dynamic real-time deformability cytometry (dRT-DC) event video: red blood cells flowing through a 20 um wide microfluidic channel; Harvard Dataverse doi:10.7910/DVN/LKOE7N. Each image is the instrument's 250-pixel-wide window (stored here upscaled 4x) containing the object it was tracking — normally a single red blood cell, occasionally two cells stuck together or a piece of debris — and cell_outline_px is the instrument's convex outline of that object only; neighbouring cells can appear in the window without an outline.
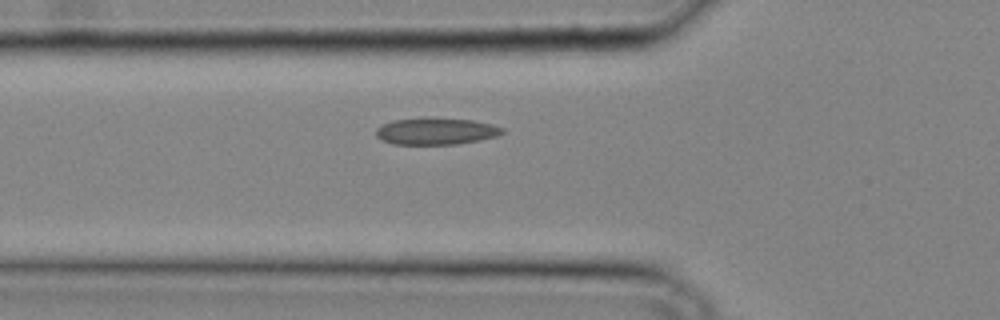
{"species": "common noctule bat (a hibernating species)", "species_latin": "Nyctalus noctula", "temperature_condition": "cold", "stored_images_in_passage": 23, "camera_frame_rate_fps": 3000, "um_per_image_px": 0.085, "animal": {"sex": "male", "body_mass_g": 20.4}, "frame": {"image": 1, "passage_image": 4, "time_ms": 1.0, "image_size_px": [1000, 320], "cell_outline_px": [[504, 132], [496, 136], [480, 140], [456, 144], [392, 144], [380, 140], [376, 136], [376, 128], [392, 120], [424, 116], [472, 120], [492, 124], [504, 128]], "centroid_in_image_um": [37.03, 11.13], "position_along_channel_um": 88.8, "area_um2": 20.11}}
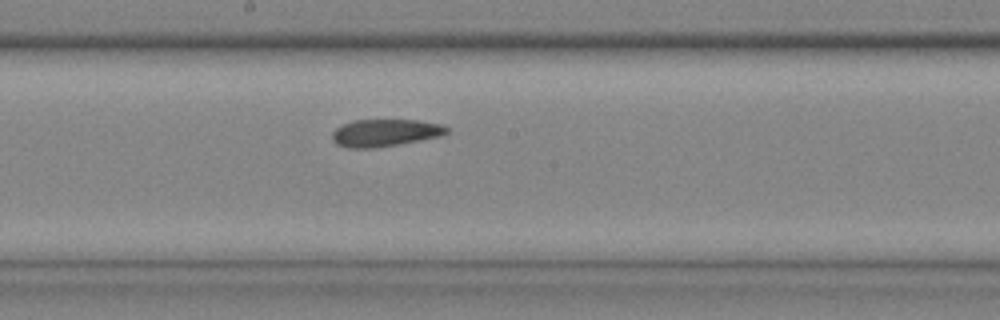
{"frame": {"image": 2, "passage_image": 11, "time_ms": 3.333, "image_size_px": [1000, 320], "cell_outline_px": [[448, 132], [440, 136], [376, 148], [348, 148], [336, 144], [332, 140], [332, 132], [336, 128], [352, 120], [420, 120], [444, 124], [448, 128]], "centroid_in_image_um": [32.72, 11.28], "position_along_channel_um": 215.5, "area_um2": 18.26}}
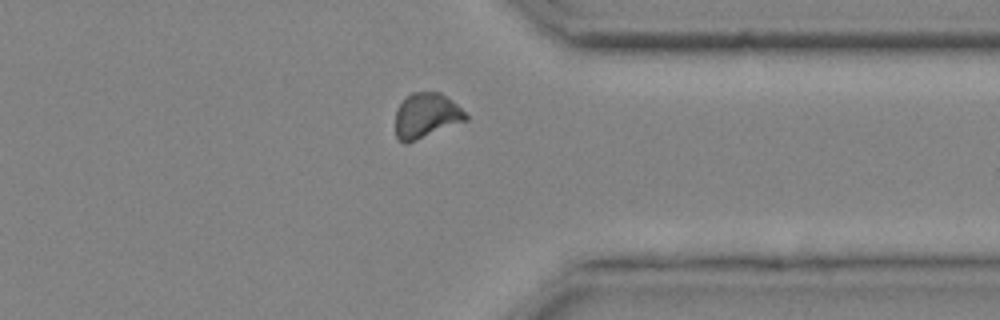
{"frame": {"image": 3, "passage_image": 20, "time_ms": 6.333, "image_size_px": [1000, 320], "cell_outline_px": [[468, 120], [404, 144], [396, 136], [396, 108], [412, 92], [440, 92], [452, 100], [468, 116]], "centroid_in_image_um": [36.23, 9.81], "position_along_channel_um": 375.2, "area_um2": 18.15}}